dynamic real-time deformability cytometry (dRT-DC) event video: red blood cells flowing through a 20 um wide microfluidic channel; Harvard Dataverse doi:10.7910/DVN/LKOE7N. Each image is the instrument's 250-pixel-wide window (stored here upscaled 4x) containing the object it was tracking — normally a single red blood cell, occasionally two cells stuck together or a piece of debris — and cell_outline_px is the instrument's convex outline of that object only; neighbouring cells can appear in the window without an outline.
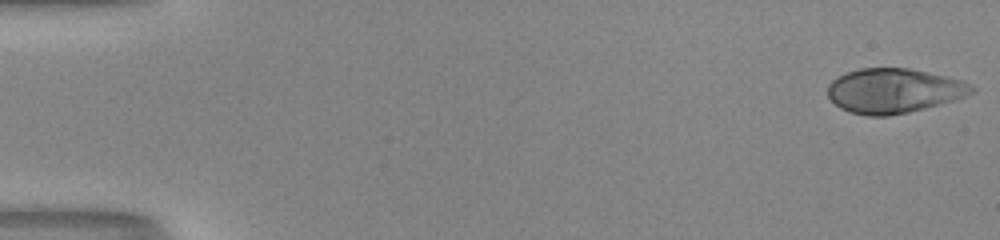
{"species": "human", "species_latin": "Homo sapiens", "temperature_condition": "room temperature", "stored_images_in_passage": 51, "camera_frame_rate_fps": 3000, "um_per_image_px": 0.085, "donor": {"sex": "male"}, "frame": {"image": 1, "passage_image": 1, "time_ms": 0.0, "image_size_px": [1000, 240], "cell_outline_px": [[972, 92], [952, 100], [908, 112], [888, 116], [868, 116], [852, 112], [840, 108], [828, 96], [828, 84], [832, 80], [848, 72], [860, 68], [908, 68], [944, 76], [960, 80], [972, 88]], "centroid_in_image_um": [75.89, 7.71], "position_along_channel_um": 9.1, "area_um2": 36.53}}
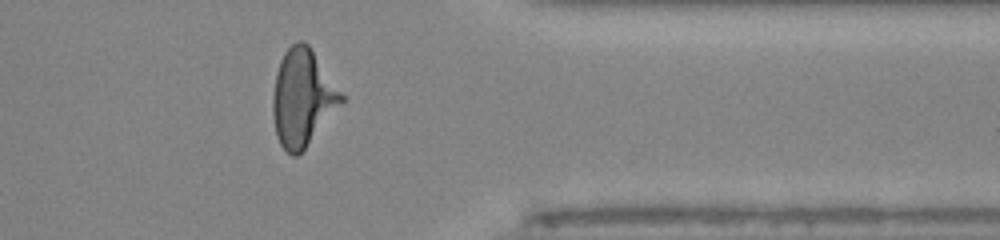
{"frame": {"image": 2, "passage_image": 42, "time_ms": 13.667, "image_size_px": [1000, 240], "cell_outline_px": [[344, 100], [304, 148], [296, 156], [292, 156], [280, 144], [276, 136], [272, 112], [272, 96], [276, 72], [280, 60], [284, 52], [296, 40], [304, 40], [308, 44], [344, 96]], "centroid_in_image_um": [25.67, 8.28], "position_along_channel_um": 385.7, "area_um2": 38.09}}
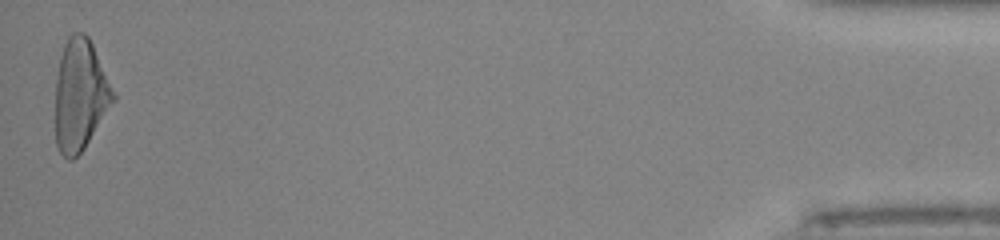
{"frame": {"image": 3, "passage_image": 51, "time_ms": 16.667, "image_size_px": [1000, 240], "cell_outline_px": [[116, 100], [84, 148], [72, 160], [68, 160], [60, 152], [56, 144], [56, 76], [60, 56], [64, 44], [68, 36], [72, 32], [84, 32], [88, 36], [92, 44], [116, 96]], "centroid_in_image_um": [6.81, 8.07], "position_along_channel_um": 428.4, "area_um2": 37.4}}